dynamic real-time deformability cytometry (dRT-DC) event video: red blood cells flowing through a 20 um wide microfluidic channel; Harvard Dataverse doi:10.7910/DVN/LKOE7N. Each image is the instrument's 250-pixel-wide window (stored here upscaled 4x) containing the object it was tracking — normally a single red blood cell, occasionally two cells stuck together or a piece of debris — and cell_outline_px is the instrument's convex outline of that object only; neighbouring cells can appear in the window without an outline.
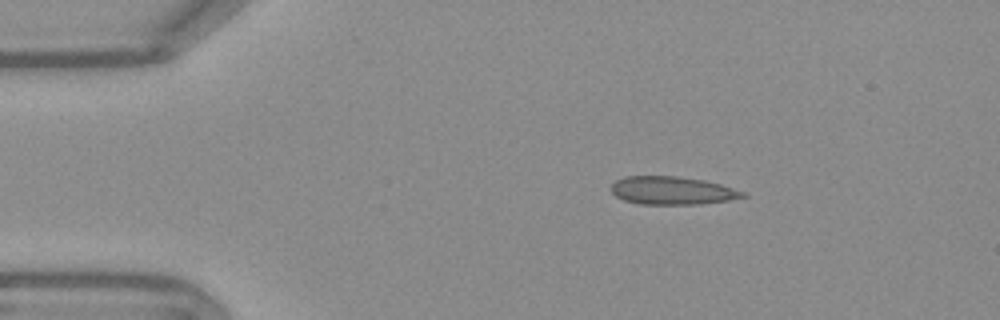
{"species": "Egyptian fruit bat (a non-hibernating species)", "species_latin": "Rousettus aegyptiacus", "temperature_condition": "warm", "stored_images_in_passage": 45, "camera_frame_rate_fps": 3000, "um_per_image_px": 0.085, "frame": {"image": 1, "passage_image": 1, "time_ms": 0.0, "image_size_px": [1000, 320], "cell_outline_px": [[748, 196], [728, 200], [700, 204], [640, 204], [624, 200], [616, 196], [608, 188], [616, 180], [624, 176], [676, 176], [704, 180], [720, 184], [748, 192]], "centroid_in_image_um": [57.14, 16.19], "position_along_channel_um": 27.9, "area_um2": 21.68}}
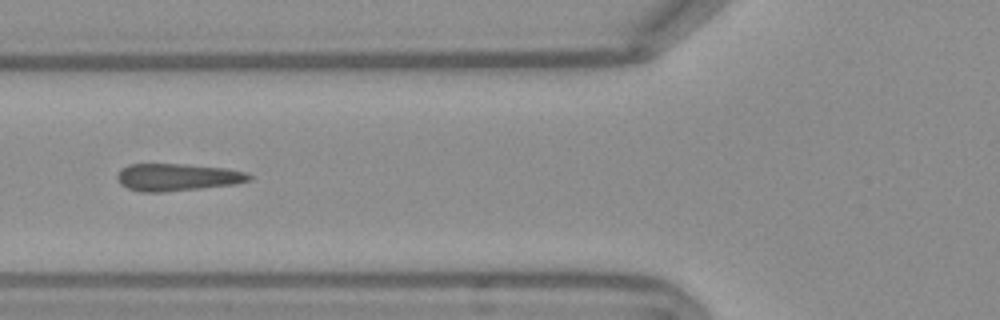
{"frame": {"image": 2, "passage_image": 12, "time_ms": 3.667, "image_size_px": [1000, 320], "cell_outline_px": [[252, 180], [236, 184], [164, 192], [140, 192], [128, 188], [120, 184], [116, 180], [116, 176], [120, 168], [128, 164], [184, 164], [224, 168], [248, 172], [252, 176]], "centroid_in_image_um": [15.05, 15.06], "position_along_channel_um": 110.7, "area_um2": 21.21}}
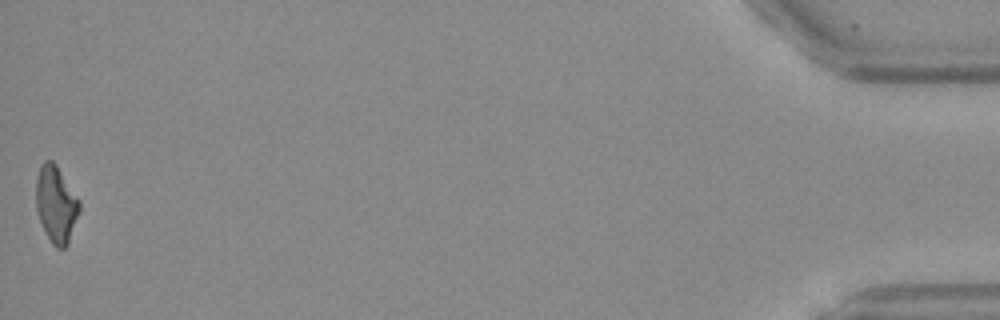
{"frame": {"image": 3, "passage_image": 45, "time_ms": 14.667, "image_size_px": [1000, 320], "cell_outline_px": [[80, 212], [68, 244], [64, 248], [56, 248], [52, 244], [36, 212], [36, 176], [44, 160], [52, 160], [56, 164], [80, 200]], "centroid_in_image_um": [4.78, 17.35], "position_along_channel_um": 430.4, "area_um2": 19.48}, "authors_computed_cell_mechanics": {"area_um2": 20.9236, "velocity_mm_per_s": 3.7992, "shape_relaxation_time_tau1_ms": null, "shape_relaxation_time_tau2_ms": 1.013, "deformation_change_tau1": null, "deformation_change_tau2": 0.0571}}